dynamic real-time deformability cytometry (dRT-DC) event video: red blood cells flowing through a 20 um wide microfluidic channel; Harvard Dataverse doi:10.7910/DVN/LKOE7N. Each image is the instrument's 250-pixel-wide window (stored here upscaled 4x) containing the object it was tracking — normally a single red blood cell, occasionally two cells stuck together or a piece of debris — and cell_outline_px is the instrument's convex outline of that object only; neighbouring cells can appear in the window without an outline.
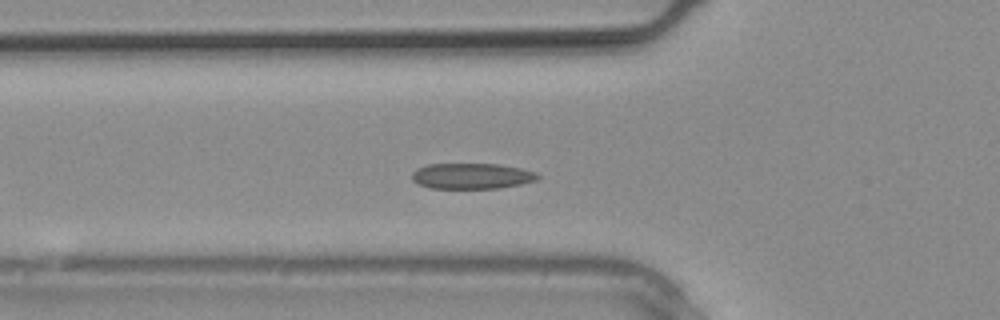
{"species": "common noctule bat (a hibernating species)", "species_latin": "Nyctalus noctula", "temperature_condition": "warm", "stored_images_in_passage": 13, "camera_frame_rate_fps": 3000, "um_per_image_px": 0.085, "animal": {"sex": "male", "body_mass_g": 20.4}, "frame": {"image": 1, "passage_image": 4, "time_ms": 1.0, "image_size_px": [1000, 320], "cell_outline_px": [[540, 176], [536, 180], [520, 184], [500, 188], [428, 188], [412, 180], [412, 172], [416, 168], [428, 164], [500, 164], [520, 168], [536, 172]], "centroid_in_image_um": [40.08, 14.96], "position_along_channel_um": 85.7, "area_um2": 18.84}}